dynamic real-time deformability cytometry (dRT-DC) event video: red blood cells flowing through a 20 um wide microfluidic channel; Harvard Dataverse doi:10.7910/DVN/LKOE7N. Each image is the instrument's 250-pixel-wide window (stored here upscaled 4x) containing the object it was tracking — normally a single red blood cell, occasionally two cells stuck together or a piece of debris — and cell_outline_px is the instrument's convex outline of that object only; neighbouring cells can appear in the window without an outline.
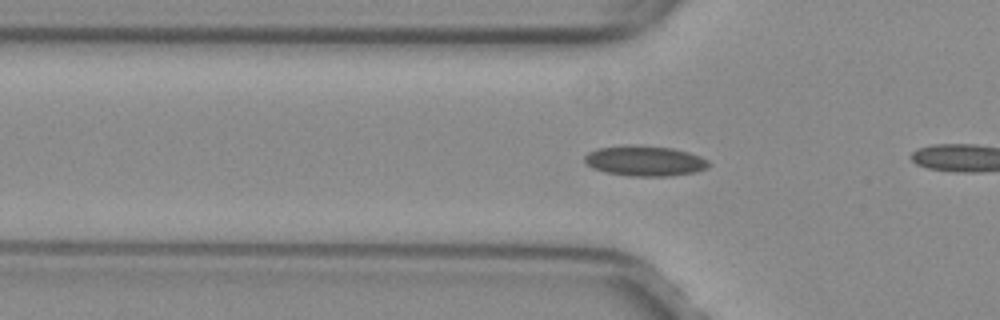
{"species": "common noctule bat (a hibernating species)", "species_latin": "Nyctalus noctula", "temperature_condition": "warm", "stored_images_in_passage": 4, "camera_frame_rate_fps": 3000, "um_per_image_px": 0.085, "animal": {"sex": "female", "body_mass_g": 29.2, "forearm_length_mm": 56.3}, "frame": {"image": 1, "passage_image": 3, "time_ms": 0.667, "image_size_px": [1000, 320], "cell_outline_px": [[712, 164], [708, 168], [696, 172], [672, 176], [628, 176], [604, 172], [592, 168], [584, 164], [584, 156], [588, 152], [596, 148], [672, 148], [688, 152], [700, 156], [708, 160]], "centroid_in_image_um": [54.84, 13.74], "position_along_channel_um": 71.0, "area_um2": 21.27}}